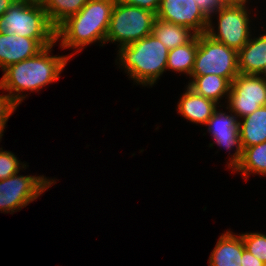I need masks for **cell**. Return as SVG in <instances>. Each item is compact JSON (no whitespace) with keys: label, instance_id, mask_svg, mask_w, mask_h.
Here are the masks:
<instances>
[{"label":"cell","instance_id":"cell-7","mask_svg":"<svg viewBox=\"0 0 266 266\" xmlns=\"http://www.w3.org/2000/svg\"><path fill=\"white\" fill-rule=\"evenodd\" d=\"M246 4L221 5L209 16V23L206 34L215 41L223 43L237 52L249 41L250 36V13ZM216 17V27L212 23V15Z\"/></svg>","mask_w":266,"mask_h":266},{"label":"cell","instance_id":"cell-17","mask_svg":"<svg viewBox=\"0 0 266 266\" xmlns=\"http://www.w3.org/2000/svg\"><path fill=\"white\" fill-rule=\"evenodd\" d=\"M192 78L188 82V86L194 90L197 94L213 100L219 104L223 97L228 98L231 82L215 74H208L204 76H190Z\"/></svg>","mask_w":266,"mask_h":266},{"label":"cell","instance_id":"cell-13","mask_svg":"<svg viewBox=\"0 0 266 266\" xmlns=\"http://www.w3.org/2000/svg\"><path fill=\"white\" fill-rule=\"evenodd\" d=\"M177 103L178 114L189 122L206 125L218 105L213 100L197 94L188 85Z\"/></svg>","mask_w":266,"mask_h":266},{"label":"cell","instance_id":"cell-8","mask_svg":"<svg viewBox=\"0 0 266 266\" xmlns=\"http://www.w3.org/2000/svg\"><path fill=\"white\" fill-rule=\"evenodd\" d=\"M14 174L0 180V211L13 214L36 200L51 185L55 179L41 176Z\"/></svg>","mask_w":266,"mask_h":266},{"label":"cell","instance_id":"cell-27","mask_svg":"<svg viewBox=\"0 0 266 266\" xmlns=\"http://www.w3.org/2000/svg\"><path fill=\"white\" fill-rule=\"evenodd\" d=\"M241 260V266H266L245 248L243 249Z\"/></svg>","mask_w":266,"mask_h":266},{"label":"cell","instance_id":"cell-23","mask_svg":"<svg viewBox=\"0 0 266 266\" xmlns=\"http://www.w3.org/2000/svg\"><path fill=\"white\" fill-rule=\"evenodd\" d=\"M26 166L28 167L24 162L20 163V160L11 151H3V148H0V180L19 173L20 169H26Z\"/></svg>","mask_w":266,"mask_h":266},{"label":"cell","instance_id":"cell-21","mask_svg":"<svg viewBox=\"0 0 266 266\" xmlns=\"http://www.w3.org/2000/svg\"><path fill=\"white\" fill-rule=\"evenodd\" d=\"M92 0H47L43 8L51 24L57 28L68 17L77 14Z\"/></svg>","mask_w":266,"mask_h":266},{"label":"cell","instance_id":"cell-10","mask_svg":"<svg viewBox=\"0 0 266 266\" xmlns=\"http://www.w3.org/2000/svg\"><path fill=\"white\" fill-rule=\"evenodd\" d=\"M217 110L218 108L205 125L208 126V132L213 137V143H210L209 146L213 147V144H217L227 150L235 149L236 147L229 159V163L227 162L228 168L233 171L240 163L243 154L239 135V119L230 110H228L227 114L224 111L221 112L220 109Z\"/></svg>","mask_w":266,"mask_h":266},{"label":"cell","instance_id":"cell-9","mask_svg":"<svg viewBox=\"0 0 266 266\" xmlns=\"http://www.w3.org/2000/svg\"><path fill=\"white\" fill-rule=\"evenodd\" d=\"M227 107L238 119L266 106V80L261 75L238 74L231 83Z\"/></svg>","mask_w":266,"mask_h":266},{"label":"cell","instance_id":"cell-6","mask_svg":"<svg viewBox=\"0 0 266 266\" xmlns=\"http://www.w3.org/2000/svg\"><path fill=\"white\" fill-rule=\"evenodd\" d=\"M208 74L224 77L232 83L239 74L238 52L204 33L198 35V47L191 76Z\"/></svg>","mask_w":266,"mask_h":266},{"label":"cell","instance_id":"cell-2","mask_svg":"<svg viewBox=\"0 0 266 266\" xmlns=\"http://www.w3.org/2000/svg\"><path fill=\"white\" fill-rule=\"evenodd\" d=\"M116 0H92L56 28V42L63 49L81 51L85 46L105 44L111 13Z\"/></svg>","mask_w":266,"mask_h":266},{"label":"cell","instance_id":"cell-18","mask_svg":"<svg viewBox=\"0 0 266 266\" xmlns=\"http://www.w3.org/2000/svg\"><path fill=\"white\" fill-rule=\"evenodd\" d=\"M152 33L169 50L189 43L197 34L185 26L155 18Z\"/></svg>","mask_w":266,"mask_h":266},{"label":"cell","instance_id":"cell-26","mask_svg":"<svg viewBox=\"0 0 266 266\" xmlns=\"http://www.w3.org/2000/svg\"><path fill=\"white\" fill-rule=\"evenodd\" d=\"M198 6L208 15L210 16L217 8H219L222 4L220 0H195Z\"/></svg>","mask_w":266,"mask_h":266},{"label":"cell","instance_id":"cell-20","mask_svg":"<svg viewBox=\"0 0 266 266\" xmlns=\"http://www.w3.org/2000/svg\"><path fill=\"white\" fill-rule=\"evenodd\" d=\"M234 171L241 173L245 179L251 173L266 175V141L244 148L240 163L232 172Z\"/></svg>","mask_w":266,"mask_h":266},{"label":"cell","instance_id":"cell-12","mask_svg":"<svg viewBox=\"0 0 266 266\" xmlns=\"http://www.w3.org/2000/svg\"><path fill=\"white\" fill-rule=\"evenodd\" d=\"M42 49L35 39L0 33V68L4 70L10 65L29 59Z\"/></svg>","mask_w":266,"mask_h":266},{"label":"cell","instance_id":"cell-29","mask_svg":"<svg viewBox=\"0 0 266 266\" xmlns=\"http://www.w3.org/2000/svg\"><path fill=\"white\" fill-rule=\"evenodd\" d=\"M248 0H220L222 5H240L247 4Z\"/></svg>","mask_w":266,"mask_h":266},{"label":"cell","instance_id":"cell-3","mask_svg":"<svg viewBox=\"0 0 266 266\" xmlns=\"http://www.w3.org/2000/svg\"><path fill=\"white\" fill-rule=\"evenodd\" d=\"M118 49L117 63L134 83L152 87L167 71L169 49L153 33Z\"/></svg>","mask_w":266,"mask_h":266},{"label":"cell","instance_id":"cell-19","mask_svg":"<svg viewBox=\"0 0 266 266\" xmlns=\"http://www.w3.org/2000/svg\"><path fill=\"white\" fill-rule=\"evenodd\" d=\"M198 47V35L189 43L169 50L166 69L191 76Z\"/></svg>","mask_w":266,"mask_h":266},{"label":"cell","instance_id":"cell-28","mask_svg":"<svg viewBox=\"0 0 266 266\" xmlns=\"http://www.w3.org/2000/svg\"><path fill=\"white\" fill-rule=\"evenodd\" d=\"M16 0H0V17L12 6Z\"/></svg>","mask_w":266,"mask_h":266},{"label":"cell","instance_id":"cell-4","mask_svg":"<svg viewBox=\"0 0 266 266\" xmlns=\"http://www.w3.org/2000/svg\"><path fill=\"white\" fill-rule=\"evenodd\" d=\"M0 33L35 39L43 48L56 42V28L43 5L17 0L0 17Z\"/></svg>","mask_w":266,"mask_h":266},{"label":"cell","instance_id":"cell-5","mask_svg":"<svg viewBox=\"0 0 266 266\" xmlns=\"http://www.w3.org/2000/svg\"><path fill=\"white\" fill-rule=\"evenodd\" d=\"M156 14L147 9L116 0L109 22L105 43L118 42V48L152 34Z\"/></svg>","mask_w":266,"mask_h":266},{"label":"cell","instance_id":"cell-15","mask_svg":"<svg viewBox=\"0 0 266 266\" xmlns=\"http://www.w3.org/2000/svg\"><path fill=\"white\" fill-rule=\"evenodd\" d=\"M244 248L241 234L222 233L209 257V266H241Z\"/></svg>","mask_w":266,"mask_h":266},{"label":"cell","instance_id":"cell-30","mask_svg":"<svg viewBox=\"0 0 266 266\" xmlns=\"http://www.w3.org/2000/svg\"><path fill=\"white\" fill-rule=\"evenodd\" d=\"M17 1L25 2V3H31V4L44 5V3L47 0H17Z\"/></svg>","mask_w":266,"mask_h":266},{"label":"cell","instance_id":"cell-31","mask_svg":"<svg viewBox=\"0 0 266 266\" xmlns=\"http://www.w3.org/2000/svg\"><path fill=\"white\" fill-rule=\"evenodd\" d=\"M261 76L266 80V69H265V71L262 73Z\"/></svg>","mask_w":266,"mask_h":266},{"label":"cell","instance_id":"cell-11","mask_svg":"<svg viewBox=\"0 0 266 266\" xmlns=\"http://www.w3.org/2000/svg\"><path fill=\"white\" fill-rule=\"evenodd\" d=\"M156 18L190 28L197 35L206 33L209 23L195 0H161Z\"/></svg>","mask_w":266,"mask_h":266},{"label":"cell","instance_id":"cell-25","mask_svg":"<svg viewBox=\"0 0 266 266\" xmlns=\"http://www.w3.org/2000/svg\"><path fill=\"white\" fill-rule=\"evenodd\" d=\"M121 3L133 5L157 13L161 0H118Z\"/></svg>","mask_w":266,"mask_h":266},{"label":"cell","instance_id":"cell-22","mask_svg":"<svg viewBox=\"0 0 266 266\" xmlns=\"http://www.w3.org/2000/svg\"><path fill=\"white\" fill-rule=\"evenodd\" d=\"M245 249L266 265V235L260 232L241 234Z\"/></svg>","mask_w":266,"mask_h":266},{"label":"cell","instance_id":"cell-14","mask_svg":"<svg viewBox=\"0 0 266 266\" xmlns=\"http://www.w3.org/2000/svg\"><path fill=\"white\" fill-rule=\"evenodd\" d=\"M266 69V33L259 37L250 36L249 41L238 51L240 74L262 75Z\"/></svg>","mask_w":266,"mask_h":266},{"label":"cell","instance_id":"cell-24","mask_svg":"<svg viewBox=\"0 0 266 266\" xmlns=\"http://www.w3.org/2000/svg\"><path fill=\"white\" fill-rule=\"evenodd\" d=\"M17 104L9 97V95L6 93V95H0V141L3 136L4 129L6 127V123L12 113L17 109Z\"/></svg>","mask_w":266,"mask_h":266},{"label":"cell","instance_id":"cell-16","mask_svg":"<svg viewBox=\"0 0 266 266\" xmlns=\"http://www.w3.org/2000/svg\"><path fill=\"white\" fill-rule=\"evenodd\" d=\"M239 135L243 149L266 141V106L239 119Z\"/></svg>","mask_w":266,"mask_h":266},{"label":"cell","instance_id":"cell-1","mask_svg":"<svg viewBox=\"0 0 266 266\" xmlns=\"http://www.w3.org/2000/svg\"><path fill=\"white\" fill-rule=\"evenodd\" d=\"M55 44L56 42L44 47L35 56L10 65L3 70L0 90L9 91V97L18 106L26 98V95H22L25 91L38 92L44 86L57 81L68 61L74 55H49Z\"/></svg>","mask_w":266,"mask_h":266}]
</instances>
